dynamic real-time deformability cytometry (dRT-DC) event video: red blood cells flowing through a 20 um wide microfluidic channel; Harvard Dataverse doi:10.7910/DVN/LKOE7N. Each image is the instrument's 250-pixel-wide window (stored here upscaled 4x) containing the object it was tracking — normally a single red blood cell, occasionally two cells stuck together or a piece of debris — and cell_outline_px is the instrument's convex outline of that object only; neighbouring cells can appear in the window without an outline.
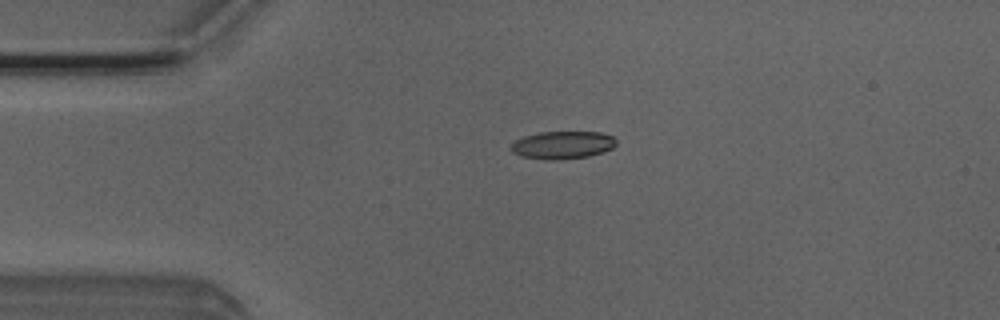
{"species": "Egyptian fruit bat (a non-hibernating species)", "species_latin": "Rousettus aegyptiacus", "temperature_condition": "room temperature", "stored_images_in_passage": 30, "camera_frame_rate_fps": 3000, "um_per_image_px": 0.085, "animal": {"sex": "male"}, "frame": {"image": 1, "passage_image": 1, "time_ms": 0.0, "image_size_px": [1000, 320], "cell_outline_px": [[616, 144], [612, 148], [604, 152], [588, 156], [556, 160], [544, 160], [520, 156], [512, 152], [508, 148], [516, 140], [524, 136], [540, 132], [600, 132], [612, 136], [616, 140]], "centroid_in_image_um": [47.79, 12.33], "position_along_channel_um": 37.2, "area_um2": 17.11}}
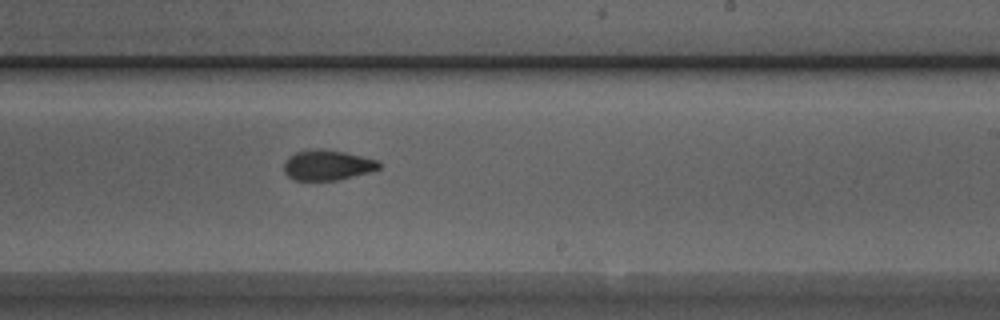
{"frame": {"image": 2, "passage_image": 20, "time_ms": 6.333, "image_size_px": [1000, 320], "cell_outline_px": [[380, 168], [372, 172], [340, 180], [292, 180], [284, 172], [284, 160], [288, 156], [296, 152], [316, 148], [324, 148], [344, 152], [380, 160]], "centroid_in_image_um": [27.84, 14.03], "position_along_channel_um": 261.2, "area_um2": 17.17}}
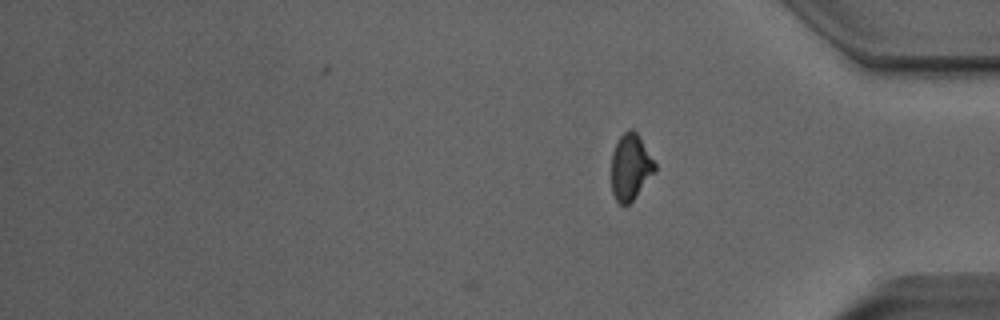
{"frame": {"image": 3, "passage_image": 30, "time_ms": 9.667, "image_size_px": [1000, 320], "cell_outline_px": [[656, 172], [632, 200], [628, 204], [620, 204], [616, 200], [612, 192], [612, 152], [620, 136], [628, 128], [632, 128], [636, 132], [656, 164]], "centroid_in_image_um": [53.59, 14.19], "position_along_channel_um": 381.6, "area_um2": 16.59}, "authors_computed_cell_mechanics": {"area_um2": 17.3111, "velocity_mm_per_s": 4.005, "shape_relaxation_time_tau1_ms": 6.9468, "shape_relaxation_time_tau2_ms": 1.877, "deformation_change_tau1": 0.1957, "deformation_change_tau2": 0.0787}}